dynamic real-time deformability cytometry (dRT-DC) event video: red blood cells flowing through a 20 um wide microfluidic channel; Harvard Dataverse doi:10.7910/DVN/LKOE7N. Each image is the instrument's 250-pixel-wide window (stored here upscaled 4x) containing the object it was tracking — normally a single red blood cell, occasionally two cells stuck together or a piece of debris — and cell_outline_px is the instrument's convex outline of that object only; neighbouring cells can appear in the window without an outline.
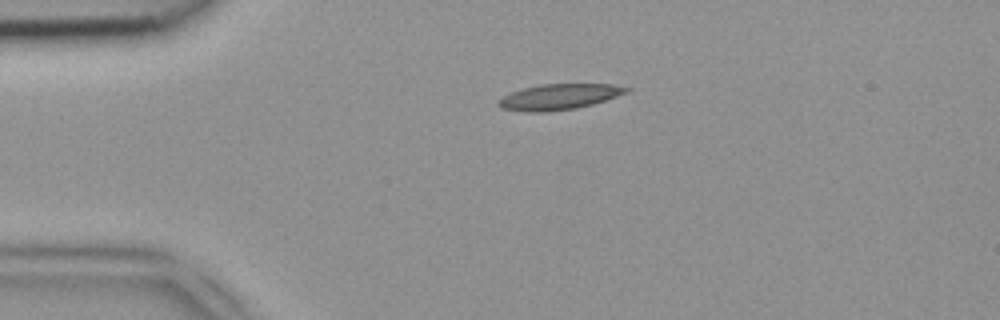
{"species": "common noctule bat (a hibernating species)", "species_latin": "Nyctalus noctula", "temperature_condition": "room temperature", "stored_images_in_passage": 40, "camera_frame_rate_fps": 3000, "um_per_image_px": 0.085, "animal": {"sex": "female", "body_mass_g": 18.4}, "frame": {"image": 1, "passage_image": 2, "time_ms": 0.333, "image_size_px": [1000, 320], "cell_outline_px": [[632, 88], [628, 92], [592, 104], [576, 108], [548, 112], [528, 112], [500, 108], [496, 104], [496, 100], [512, 92], [524, 88], [540, 84], [612, 84]], "centroid_in_image_um": [47.49, 8.23], "position_along_channel_um": 37.5, "area_um2": 19.13}}
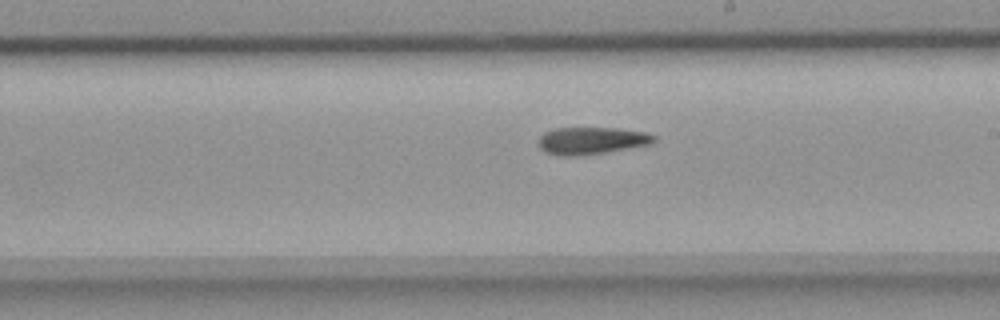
{"frame": {"image": 2, "passage_image": 19, "time_ms": 6.0, "image_size_px": [1000, 320], "cell_outline_px": [[656, 140], [652, 144], [580, 156], [560, 156], [544, 152], [540, 148], [536, 140], [544, 132], [556, 128], [616, 128], [644, 132], [656, 136]], "centroid_in_image_um": [50.23, 11.96], "position_along_channel_um": 238.8, "area_um2": 18.44}}
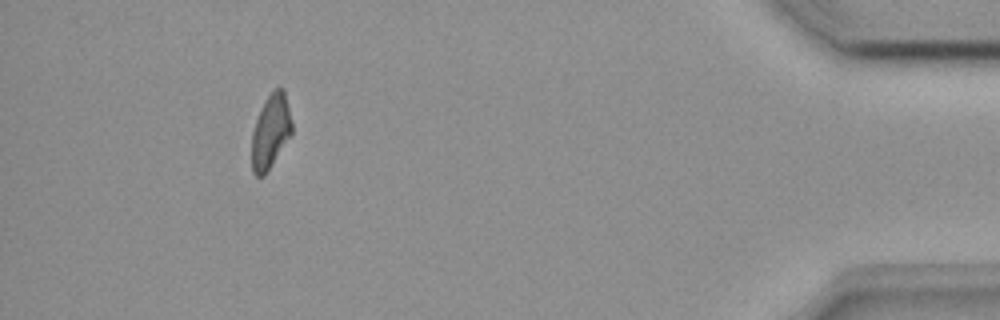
{"frame": {"image": 3, "passage_image": 36, "time_ms": 11.667, "image_size_px": [1000, 320], "cell_outline_px": [[292, 132], [272, 164], [264, 176], [256, 176], [252, 172], [252, 132], [256, 120], [264, 100], [276, 88], [284, 88], [292, 120]], "centroid_in_image_um": [23.0, 11.16], "position_along_channel_um": 412.2, "area_um2": 17.17}}